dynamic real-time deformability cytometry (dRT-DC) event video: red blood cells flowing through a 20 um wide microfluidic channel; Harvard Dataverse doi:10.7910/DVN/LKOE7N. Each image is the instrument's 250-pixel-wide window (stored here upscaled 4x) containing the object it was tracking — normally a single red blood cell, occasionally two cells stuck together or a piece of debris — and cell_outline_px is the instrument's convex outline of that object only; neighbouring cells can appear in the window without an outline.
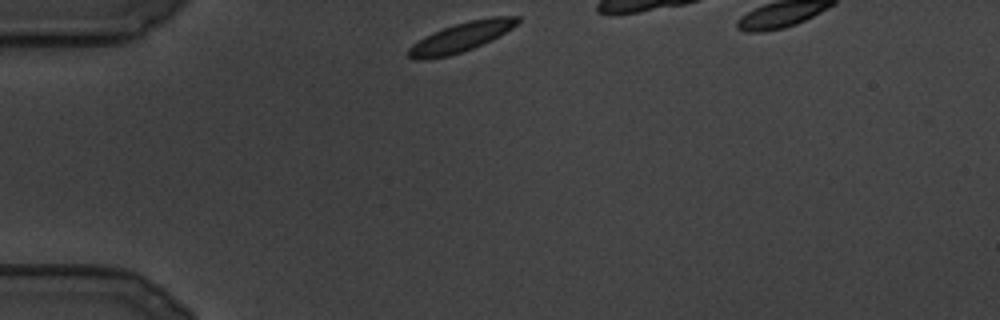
{"species": "common noctule bat (a hibernating species)", "species_latin": "Nyctalus noctula", "temperature_condition": "cold", "stored_images_in_passage": 43, "camera_frame_rate_fps": 3000, "um_per_image_px": 0.085, "animal": {"sex": "male", "body_mass_g": 19.5, "forearm_length_mm": 54.6}, "frame": {"image": 1, "passage_image": 1, "time_ms": 0.0, "image_size_px": [1000, 320], "cell_outline_px": [[520, 20], [512, 28], [472, 48], [448, 56], [424, 60], [416, 60], [408, 56], [408, 48], [412, 44], [424, 36], [432, 32], [468, 20], [492, 16], [520, 16]], "centroid_in_image_um": [39.13, 3.15], "position_along_channel_um": 45.9, "area_um2": 18.38}}
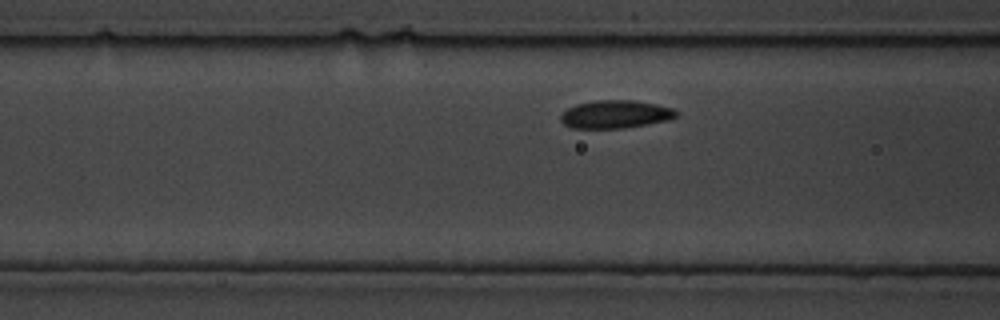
{"frame": {"image": 2, "passage_image": 17, "time_ms": 5.333, "image_size_px": [1000, 320], "cell_outline_px": [[676, 116], [668, 120], [624, 128], [572, 128], [564, 124], [560, 120], [560, 116], [568, 108], [576, 104], [596, 100], [632, 100], [656, 104], [672, 108], [676, 112]], "centroid_in_image_um": [52.28, 9.71], "position_along_channel_um": 114.3, "area_um2": 18.67}}
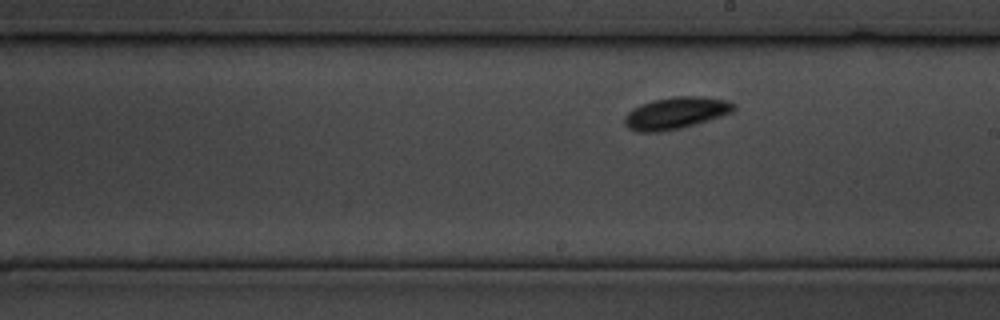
{"frame": {"image": 3, "passage_image": 37, "time_ms": 12.0, "image_size_px": [1000, 320], "cell_outline_px": [[736, 108], [732, 112], [708, 120], [680, 128], [660, 132], [636, 132], [628, 128], [624, 124], [624, 116], [632, 108], [652, 100], [676, 96], [700, 96], [728, 100]], "centroid_in_image_um": [57.4, 9.61], "position_along_channel_um": 231.6, "area_um2": 20.23}}